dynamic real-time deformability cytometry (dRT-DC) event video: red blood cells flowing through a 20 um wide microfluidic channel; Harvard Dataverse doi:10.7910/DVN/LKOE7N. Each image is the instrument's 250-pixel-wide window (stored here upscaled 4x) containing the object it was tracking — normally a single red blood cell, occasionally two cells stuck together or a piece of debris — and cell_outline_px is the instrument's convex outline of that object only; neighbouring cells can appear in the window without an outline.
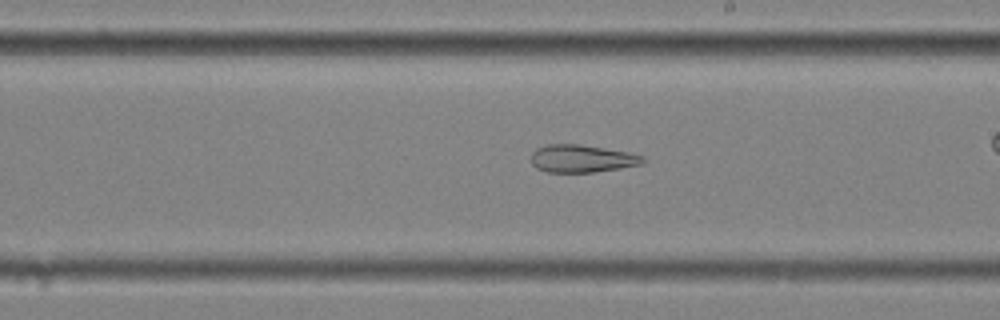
{"species": "common noctule bat (a hibernating species)", "species_latin": "Nyctalus noctula", "temperature_condition": "cold", "stored_images_in_passage": 47, "camera_frame_rate_fps": 3000, "um_per_image_px": 0.085, "animal": {"sex": "female", "body_mass_g": 25.1}, "frame": {"image": 1, "passage_image": 34, "time_ms": 11.0, "image_size_px": [1000, 320], "cell_outline_px": [[644, 160], [640, 164], [620, 168], [592, 172], [548, 172], [536, 168], [532, 164], [532, 152], [536, 148], [548, 144], [580, 144], [628, 152], [644, 156]], "centroid_in_image_um": [49.43, 13.47], "position_along_channel_um": 239.6, "area_um2": 17.86}}